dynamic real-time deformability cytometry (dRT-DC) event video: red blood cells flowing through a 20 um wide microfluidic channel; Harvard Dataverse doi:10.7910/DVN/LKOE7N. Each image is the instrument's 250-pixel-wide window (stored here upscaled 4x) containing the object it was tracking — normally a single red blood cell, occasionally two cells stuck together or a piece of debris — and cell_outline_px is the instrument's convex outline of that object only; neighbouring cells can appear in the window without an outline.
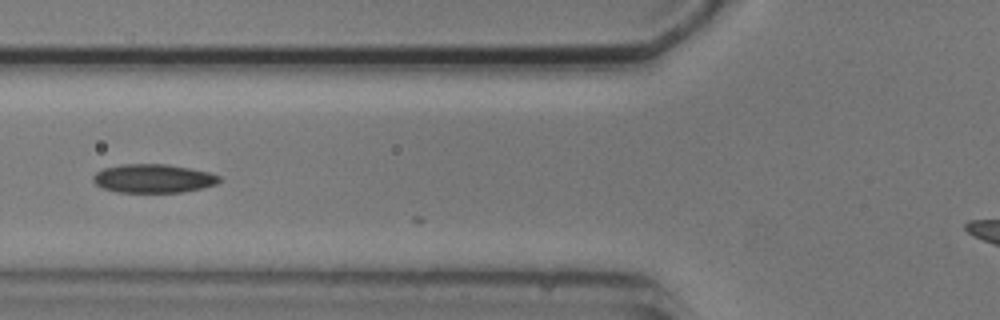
{"species": "common noctule bat (a hibernating species)", "species_latin": "Nyctalus noctula", "temperature_condition": "cold", "stored_images_in_passage": 4, "segment_of_instrument_passage": [1, 2], "camera_frame_rate_fps": 3000, "um_per_image_px": 0.085, "animal": {"sex": "male", "body_mass_g": 20.5, "forearm_length_mm": 52.5}, "frame": {"image": 1, "passage_image": 2, "time_ms": 1.0, "image_size_px": [1000, 320], "cell_outline_px": [[220, 180], [216, 184], [200, 188], [180, 192], [120, 192], [104, 188], [96, 184], [92, 180], [92, 176], [96, 172], [104, 168], [124, 164], [168, 164], [208, 172], [220, 176]], "centroid_in_image_um": [13.01, 15.16], "position_along_channel_um": 112.8, "area_um2": 20.81}}